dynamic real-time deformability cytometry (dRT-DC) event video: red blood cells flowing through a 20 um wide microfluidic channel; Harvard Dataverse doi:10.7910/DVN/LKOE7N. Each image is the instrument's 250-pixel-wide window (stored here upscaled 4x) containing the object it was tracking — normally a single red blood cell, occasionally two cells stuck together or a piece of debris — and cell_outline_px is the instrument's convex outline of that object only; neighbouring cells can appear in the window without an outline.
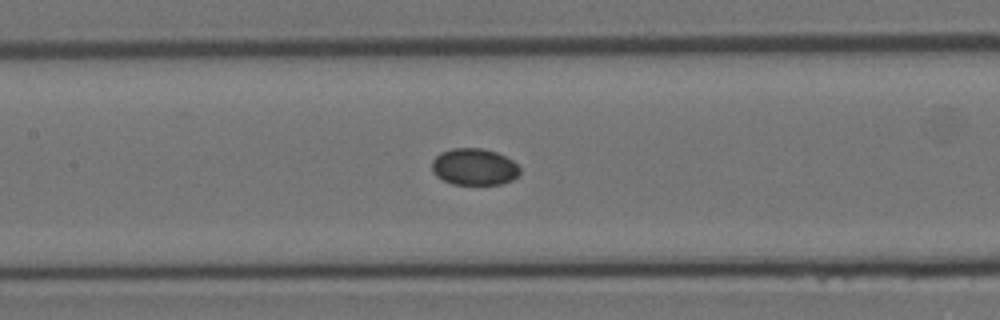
{"species": "Egyptian fruit bat (a non-hibernating species)", "species_latin": "Rousettus aegyptiacus", "temperature_condition": "room temperature", "stored_images_in_passage": 19, "camera_frame_rate_fps": 3000, "um_per_image_px": 0.085, "animal": {"sex": "female"}, "frame": {"image": 1, "passage_image": 14, "time_ms": 4.333, "image_size_px": [1000, 320], "cell_outline_px": [[520, 172], [512, 180], [500, 184], [452, 184], [436, 176], [432, 172], [432, 160], [440, 152], [452, 148], [480, 148], [496, 152], [512, 160], [520, 168]], "centroid_in_image_um": [40.28, 14.18], "position_along_channel_um": 167.1, "area_um2": 18.79}}
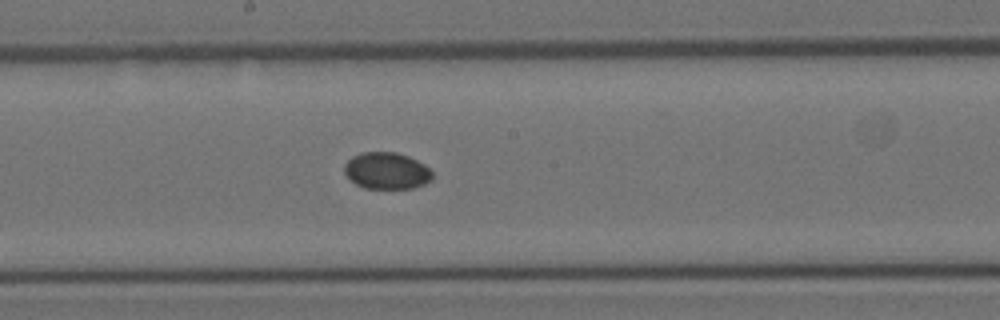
{"frame": {"image": 2, "passage_image": 16, "time_ms": 5.0, "image_size_px": [1000, 320], "cell_outline_px": [[432, 180], [424, 184], [412, 188], [364, 188], [356, 184], [344, 172], [344, 164], [352, 156], [360, 152], [396, 152], [408, 156], [424, 164], [432, 172]], "centroid_in_image_um": [32.86, 14.5], "position_along_channel_um": 215.3, "area_um2": 18.79}}